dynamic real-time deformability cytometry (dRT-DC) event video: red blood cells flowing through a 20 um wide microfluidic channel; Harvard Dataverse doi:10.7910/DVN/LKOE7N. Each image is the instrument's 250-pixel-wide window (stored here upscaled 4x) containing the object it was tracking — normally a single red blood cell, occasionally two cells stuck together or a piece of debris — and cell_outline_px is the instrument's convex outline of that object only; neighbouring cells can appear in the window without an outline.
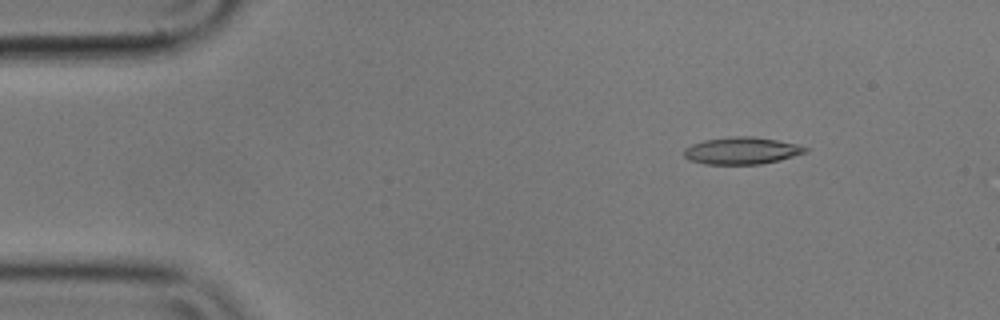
{"species": "common noctule bat (a hibernating species)", "species_latin": "Nyctalus noctula", "temperature_condition": "cold", "stored_images_in_passage": 5, "camera_frame_rate_fps": 3000, "um_per_image_px": 0.085, "animal": {"sex": "male", "body_mass_g": 17.9}, "frame": {"image": 1, "passage_image": 1, "time_ms": 0.0, "image_size_px": [1000, 320], "cell_outline_px": [[808, 152], [780, 160], [760, 164], [704, 164], [688, 160], [684, 156], [684, 148], [692, 144], [704, 140], [736, 136], [752, 136], [776, 140], [796, 144], [808, 148]], "centroid_in_image_um": [63.03, 12.81], "position_along_channel_um": 22.0, "area_um2": 19.13}}
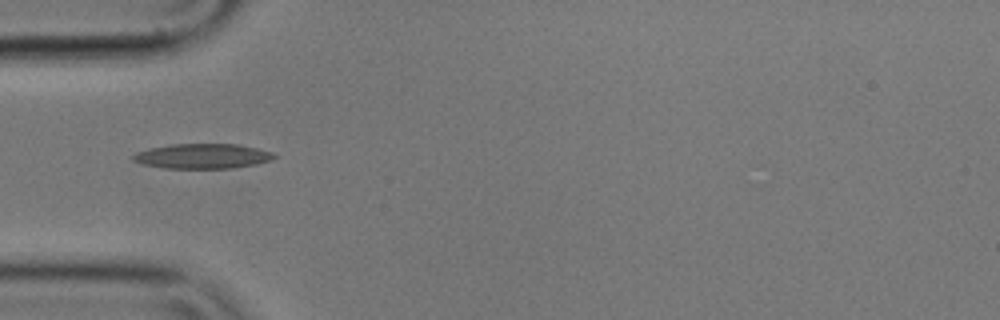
{"frame": {"image": 2, "passage_image": 4, "time_ms": 1.0, "image_size_px": [1000, 320], "cell_outline_px": [[276, 156], [272, 160], [256, 164], [232, 168], [164, 168], [144, 164], [132, 160], [132, 156], [136, 152], [152, 148], [172, 144], [236, 144], [256, 148], [272, 152]], "centroid_in_image_um": [17.22, 13.27], "position_along_channel_um": 67.8, "area_um2": 20.29}}
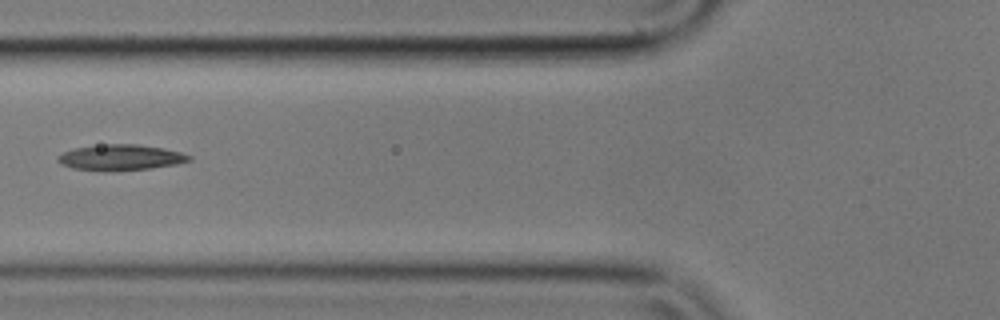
{"frame": {"image": 3, "passage_image": 5, "time_ms": 1.333, "image_size_px": [1000, 320], "cell_outline_px": [[192, 160], [176, 164], [152, 168], [116, 172], [108, 172], [72, 168], [60, 164], [56, 160], [56, 156], [64, 152], [76, 148], [108, 144], [136, 144], [164, 148], [180, 152], [192, 156]], "centroid_in_image_um": [10.25, 13.4], "position_along_channel_um": 115.6, "area_um2": 19.94}}